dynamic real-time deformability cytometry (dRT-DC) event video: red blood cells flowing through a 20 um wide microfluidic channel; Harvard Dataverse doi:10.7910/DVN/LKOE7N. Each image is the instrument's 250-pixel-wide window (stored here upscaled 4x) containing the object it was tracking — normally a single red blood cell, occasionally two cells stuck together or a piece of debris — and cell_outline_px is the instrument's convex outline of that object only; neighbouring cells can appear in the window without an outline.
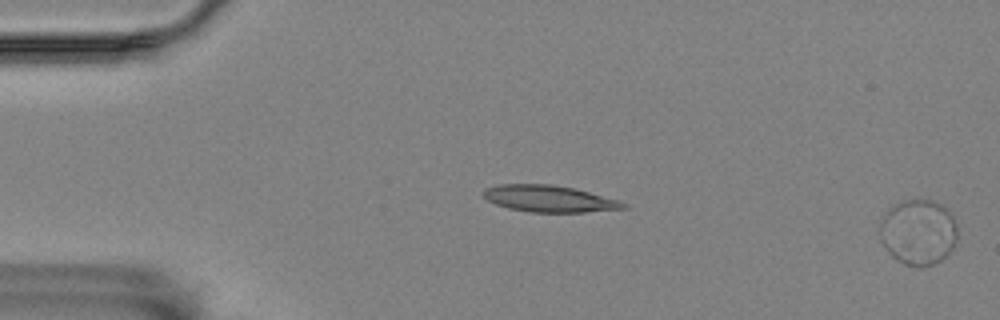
{"species": "Egyptian fruit bat (a non-hibernating species)", "species_latin": "Rousettus aegyptiacus", "temperature_condition": "room temperature", "stored_images_in_passage": 57, "camera_frame_rate_fps": 3000, "um_per_image_px": 0.085, "animal": {"sex": "female"}, "frame": {"image": 1, "passage_image": 1, "time_ms": 0.0, "image_size_px": [1000, 320], "cell_outline_px": [[956, 240], [952, 248], [936, 264], [920, 268], [916, 268], [904, 264], [896, 260], [888, 252], [880, 240], [880, 224], [884, 216], [896, 204], [904, 200], [932, 200], [940, 204], [952, 212], [956, 224]], "centroid_in_image_um": [78.06, 19.76], "position_along_channel_um": 6.9, "area_um2": 29.65}}
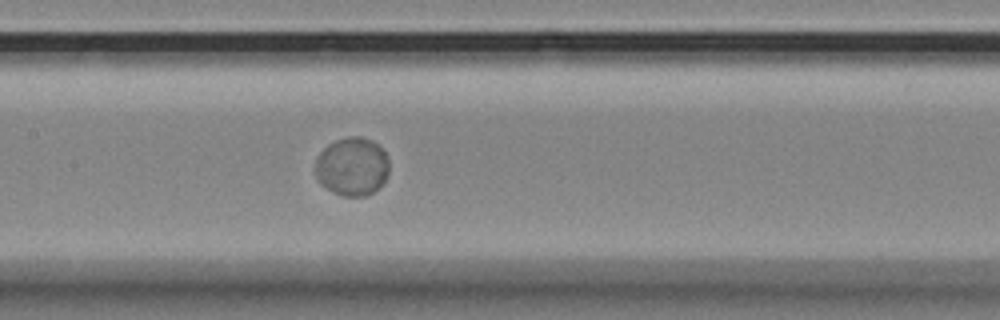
{"frame": {"image": 2, "passage_image": 28, "time_ms": 9.0, "image_size_px": [1000, 320], "cell_outline_px": [[388, 176], [384, 184], [380, 188], [364, 196], [344, 196], [332, 192], [320, 184], [316, 176], [316, 160], [320, 152], [328, 144], [336, 140], [348, 136], [360, 136], [372, 140], [384, 152], [388, 160]], "centroid_in_image_um": [29.94, 14.17], "position_along_channel_um": 177.5, "area_um2": 25.26}}
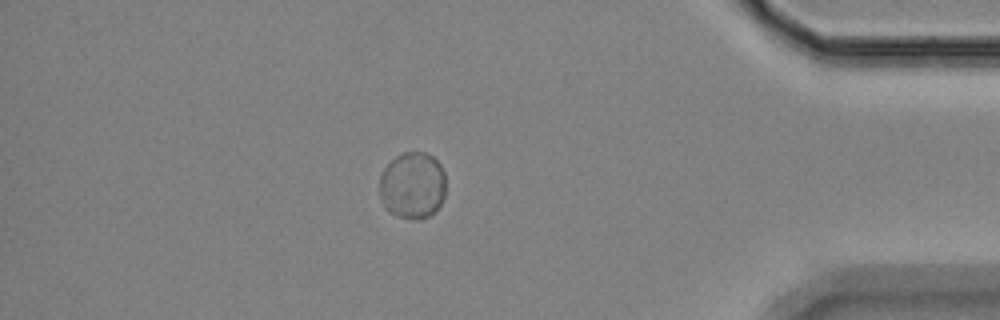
{"frame": {"image": 3, "passage_image": 50, "time_ms": 16.333, "image_size_px": [1000, 320], "cell_outline_px": [[444, 196], [440, 204], [428, 216], [420, 220], [396, 216], [388, 212], [384, 208], [380, 200], [380, 176], [384, 168], [396, 156], [404, 152], [424, 152], [432, 156], [440, 164], [444, 172]], "centroid_in_image_um": [35.03, 15.77], "position_along_channel_um": 400.2, "area_um2": 25.84}, "authors_computed_cell_mechanics": {"area_um2": 26.0678, "velocity_mm_per_s": 3.491, "shape_relaxation_time_tau1_ms": 2.1199, "shape_relaxation_time_tau2_ms": null, "deformation_change_tau1": 0.0181, "deformation_change_tau2": null}}